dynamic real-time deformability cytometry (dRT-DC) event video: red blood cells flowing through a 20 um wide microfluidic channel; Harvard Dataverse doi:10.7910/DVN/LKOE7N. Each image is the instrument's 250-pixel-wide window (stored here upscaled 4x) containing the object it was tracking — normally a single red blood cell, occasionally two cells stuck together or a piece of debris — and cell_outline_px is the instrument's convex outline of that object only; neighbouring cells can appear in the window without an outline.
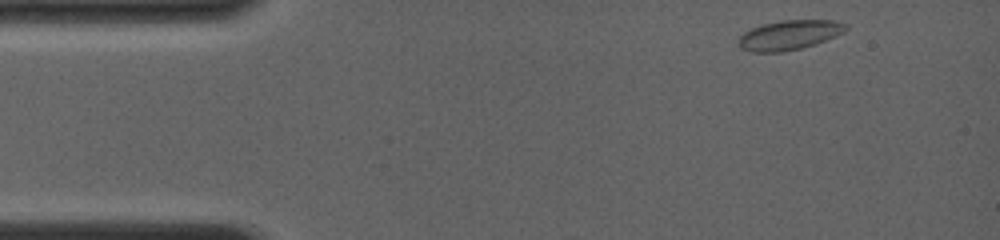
{"species": "common noctule bat (a hibernating species)", "species_latin": "Nyctalus noctula", "temperature_condition": "room temperature", "stored_images_in_passage": 3, "camera_frame_rate_fps": 4000, "um_per_image_px": 0.085, "animal": {"sex": "female", "body_mass_g": 19.0, "forearm_length_mm": 56.7}, "frame": {"image": 1, "passage_image": 1, "time_ms": 0.0, "image_size_px": [1000, 240], "cell_outline_px": [[848, 28], [844, 32], [836, 36], [816, 44], [784, 52], [752, 52], [740, 48], [736, 40], [744, 32], [760, 24], [780, 20], [832, 20], [848, 24]], "centroid_in_image_um": [67.07, 2.97], "position_along_channel_um": 17.9, "area_um2": 18.79}}